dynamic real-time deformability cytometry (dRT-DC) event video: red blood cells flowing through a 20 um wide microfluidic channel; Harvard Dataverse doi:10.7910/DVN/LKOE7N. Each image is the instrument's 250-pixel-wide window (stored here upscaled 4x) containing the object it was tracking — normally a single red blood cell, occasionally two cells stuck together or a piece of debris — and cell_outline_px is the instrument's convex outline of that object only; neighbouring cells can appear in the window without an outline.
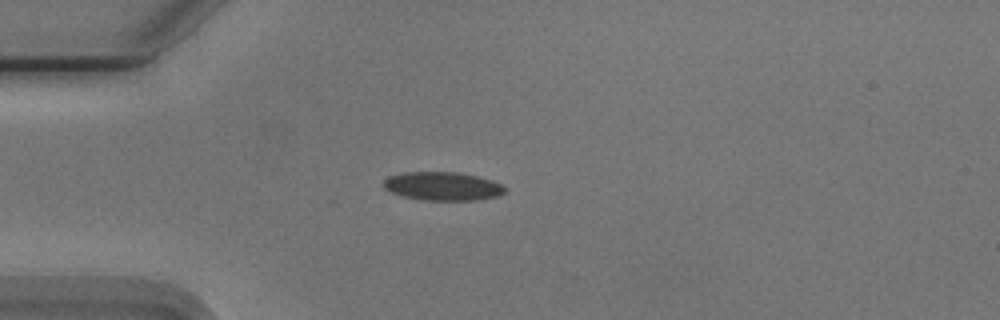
{"species": "Egyptian fruit bat (a non-hibernating species)", "species_latin": "Rousettus aegyptiacus", "temperature_condition": "cold", "stored_images_in_passage": 40, "camera_frame_rate_fps": 3000, "um_per_image_px": 0.085, "animal": {"sex": "male"}, "frame": {"image": 1, "passage_image": 1, "time_ms": 0.0, "image_size_px": [1000, 320], "cell_outline_px": [[504, 192], [500, 196], [476, 200], [424, 200], [404, 196], [392, 192], [384, 188], [384, 180], [388, 176], [404, 172], [456, 172], [476, 176], [492, 180], [500, 184], [504, 188]], "centroid_in_image_um": [37.62, 15.82], "position_along_channel_um": 47.4, "area_um2": 20.0}}
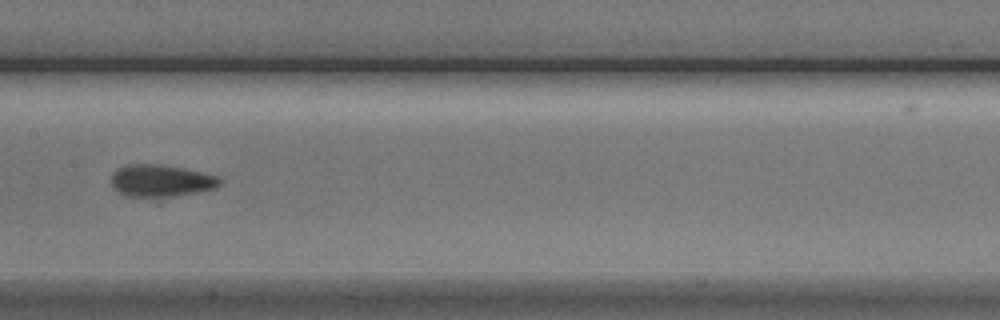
{"frame": {"image": 2, "passage_image": 14, "time_ms": 4.333, "image_size_px": [1000, 320], "cell_outline_px": [[224, 180], [216, 188], [196, 192], [172, 196], [124, 196], [112, 188], [112, 172], [116, 168], [128, 164], [156, 164], [184, 168], [216, 176]], "centroid_in_image_um": [13.65, 15.35], "position_along_channel_um": 193.8, "area_um2": 20.23}}
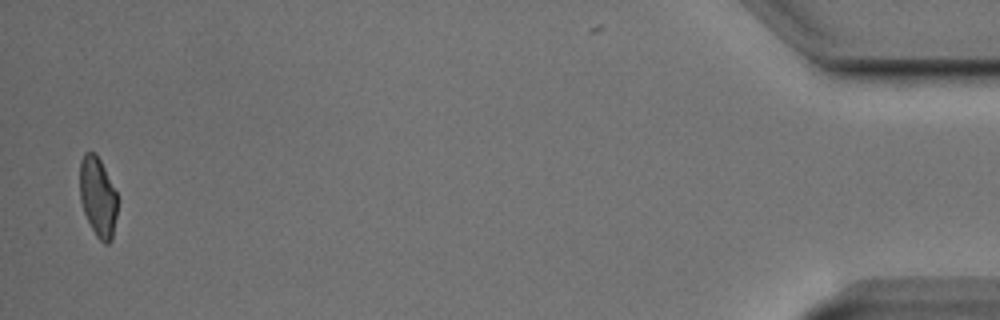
{"frame": {"image": 3, "passage_image": 40, "time_ms": 13.0, "image_size_px": [1000, 320], "cell_outline_px": [[116, 216], [112, 240], [108, 244], [104, 244], [96, 236], [84, 212], [80, 200], [80, 160], [84, 152], [92, 152], [100, 160], [116, 192]], "centroid_in_image_um": [8.3, 16.76], "position_along_channel_um": 426.9, "area_um2": 17.22}, "authors_computed_cell_mechanics": {"area_um2": 19.3052, "velocity_mm_per_s": 3.7489, "shape_relaxation_time_tau1_ms": null, "shape_relaxation_time_tau2_ms": 1.7321, "deformation_change_tau1": null, "deformation_change_tau2": 0.0733}}